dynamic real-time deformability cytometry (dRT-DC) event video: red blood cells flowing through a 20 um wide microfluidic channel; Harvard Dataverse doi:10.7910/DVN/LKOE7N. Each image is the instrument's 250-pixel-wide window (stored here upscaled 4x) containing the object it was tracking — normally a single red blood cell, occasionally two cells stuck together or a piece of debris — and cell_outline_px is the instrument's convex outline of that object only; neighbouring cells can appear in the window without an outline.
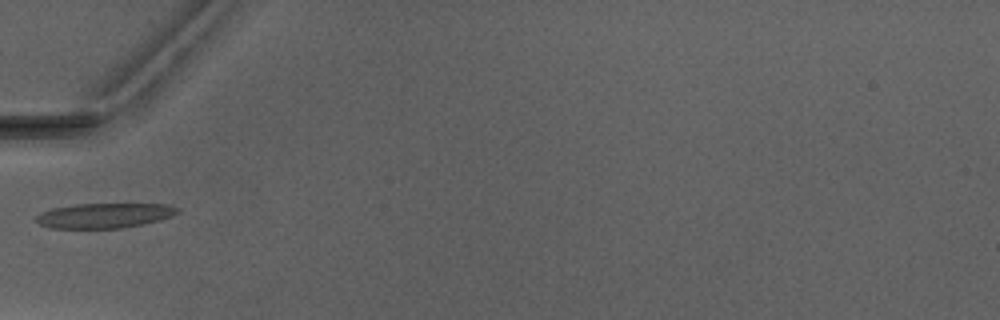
{"species": "Egyptian fruit bat (a non-hibernating species)", "species_latin": "Rousettus aegyptiacus", "temperature_condition": "warm", "stored_images_in_passage": 5, "camera_frame_rate_fps": 3000, "um_per_image_px": 0.085, "animal": {"sex": "male"}, "frame": {"image": 1, "passage_image": 4, "time_ms": 4.333, "image_size_px": [1000, 320], "cell_outline_px": [[180, 212], [172, 216], [140, 224], [120, 228], [52, 228], [40, 224], [36, 220], [36, 216], [40, 212], [52, 208], [76, 204], [168, 204], [180, 208]], "centroid_in_image_um": [8.87, 18.31], "position_along_channel_um": 76.1, "area_um2": 20.35}}